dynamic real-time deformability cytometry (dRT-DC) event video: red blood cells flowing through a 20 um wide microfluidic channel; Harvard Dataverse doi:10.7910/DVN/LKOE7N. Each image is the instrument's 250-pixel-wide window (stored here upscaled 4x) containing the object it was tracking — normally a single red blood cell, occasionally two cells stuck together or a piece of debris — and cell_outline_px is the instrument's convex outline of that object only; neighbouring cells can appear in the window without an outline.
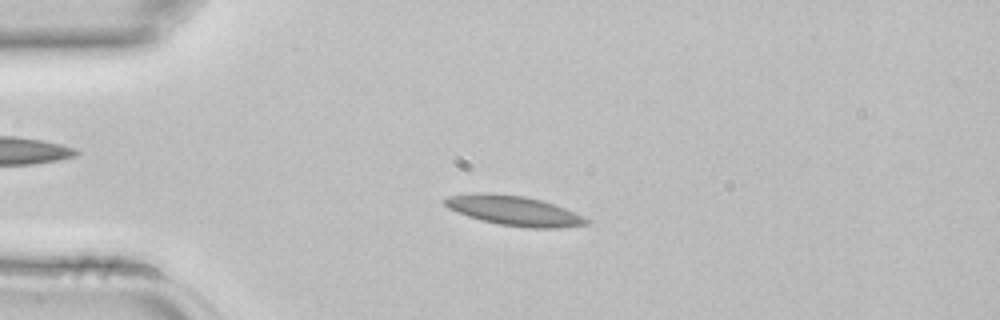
{"species": "common noctule bat (a hibernating species)", "species_latin": "Nyctalus noctula", "temperature_condition": "room temperature", "stored_images_in_passage": 3, "camera_frame_rate_fps": 3000, "um_per_image_px": 0.085, "animal": {"sex": "female", "body_mass_g": 22.7, "forearm_length_mm": 54.2}, "frame": {"image": 1, "passage_image": 2, "time_ms": 0.333, "image_size_px": [1000, 320], "cell_outline_px": [[592, 220], [588, 224], [556, 228], [528, 228], [496, 224], [480, 220], [456, 212], [448, 208], [444, 204], [444, 200], [448, 196], [472, 192], [488, 192], [524, 196], [540, 200], [576, 212]], "centroid_in_image_um": [43.67, 17.9], "position_along_channel_um": 41.3, "area_um2": 24.8}}
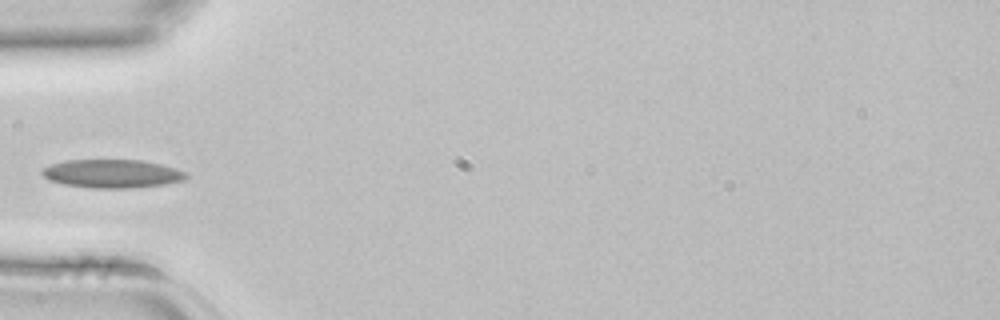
{"frame": {"image": 2, "passage_image": 3, "time_ms": 0.667, "image_size_px": [1000, 320], "cell_outline_px": [[188, 176], [184, 180], [164, 184], [128, 188], [92, 188], [64, 184], [48, 180], [40, 172], [44, 168], [52, 164], [64, 160], [140, 160], [160, 164], [176, 168], [188, 172]], "centroid_in_image_um": [9.54, 14.76], "position_along_channel_um": 75.5, "area_um2": 23.81}}